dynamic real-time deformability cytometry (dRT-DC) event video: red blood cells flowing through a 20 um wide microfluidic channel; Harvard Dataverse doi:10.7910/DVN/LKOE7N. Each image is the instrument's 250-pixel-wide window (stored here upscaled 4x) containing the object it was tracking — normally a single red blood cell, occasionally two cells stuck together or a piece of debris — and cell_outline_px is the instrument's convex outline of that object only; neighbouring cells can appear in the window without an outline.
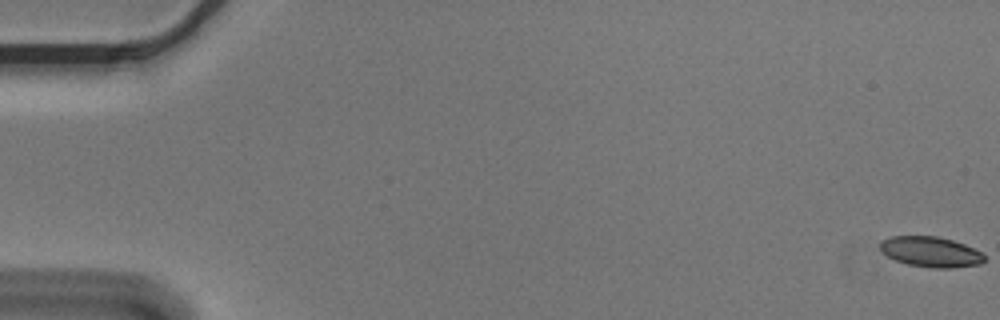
{"species": "Egyptian fruit bat (a non-hibernating species)", "species_latin": "Rousettus aegyptiacus", "temperature_condition": "cold", "stored_images_in_passage": 6, "camera_frame_rate_fps": 3000, "um_per_image_px": 0.085, "animal": {"sex": "male"}, "frame": {"image": 1, "passage_image": 1, "time_ms": 0.0, "image_size_px": [1000, 320], "cell_outline_px": [[984, 260], [980, 264], [952, 268], [936, 268], [908, 264], [896, 260], [888, 256], [880, 248], [880, 240], [892, 236], [936, 236], [952, 240], [964, 244], [984, 252]], "centroid_in_image_um": [79.14, 21.4], "position_along_channel_um": 5.9, "area_um2": 18.38}}
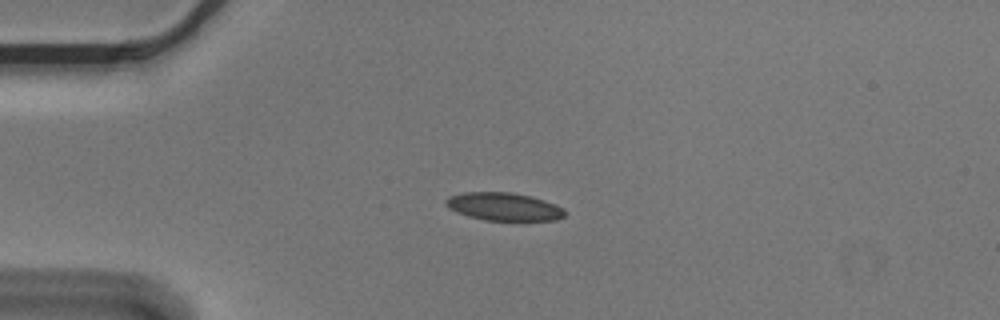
{"frame": {"image": 2, "passage_image": 5, "time_ms": 1.333, "image_size_px": [1000, 320], "cell_outline_px": [[564, 216], [556, 220], [484, 220], [468, 216], [456, 212], [448, 208], [444, 204], [444, 200], [448, 196], [464, 192], [512, 192], [532, 196], [544, 200], [564, 208]], "centroid_in_image_um": [42.78, 17.55], "position_along_channel_um": 42.2, "area_um2": 19.48}}